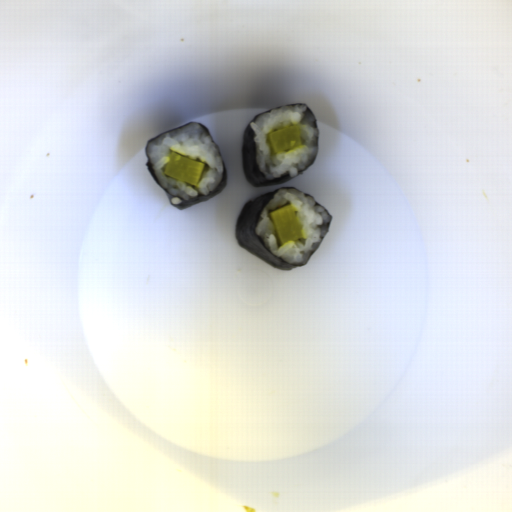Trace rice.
<instances>
[{
	"label": "rice",
	"instance_id": "obj_2",
	"mask_svg": "<svg viewBox=\"0 0 512 512\" xmlns=\"http://www.w3.org/2000/svg\"><path fill=\"white\" fill-rule=\"evenodd\" d=\"M294 125H299L302 145L272 154L268 134ZM250 127L254 133L257 165L265 180L280 179L284 175L293 178L315 160L318 130L306 105L283 106L264 112L255 122H250Z\"/></svg>",
	"mask_w": 512,
	"mask_h": 512
},
{
	"label": "rice",
	"instance_id": "obj_1",
	"mask_svg": "<svg viewBox=\"0 0 512 512\" xmlns=\"http://www.w3.org/2000/svg\"><path fill=\"white\" fill-rule=\"evenodd\" d=\"M146 151L159 184L172 195L170 200L175 206L207 195L223 180L224 166L219 150L208 132L196 122L150 141ZM172 152L205 163L197 185L176 180L164 173Z\"/></svg>",
	"mask_w": 512,
	"mask_h": 512
},
{
	"label": "rice",
	"instance_id": "obj_3",
	"mask_svg": "<svg viewBox=\"0 0 512 512\" xmlns=\"http://www.w3.org/2000/svg\"><path fill=\"white\" fill-rule=\"evenodd\" d=\"M287 205H291L297 212L303 238L281 245L268 213ZM330 220V215L321 205L315 204V199L298 190L280 189L261 211L255 232L275 256L288 264L305 265L320 246Z\"/></svg>",
	"mask_w": 512,
	"mask_h": 512
}]
</instances>
